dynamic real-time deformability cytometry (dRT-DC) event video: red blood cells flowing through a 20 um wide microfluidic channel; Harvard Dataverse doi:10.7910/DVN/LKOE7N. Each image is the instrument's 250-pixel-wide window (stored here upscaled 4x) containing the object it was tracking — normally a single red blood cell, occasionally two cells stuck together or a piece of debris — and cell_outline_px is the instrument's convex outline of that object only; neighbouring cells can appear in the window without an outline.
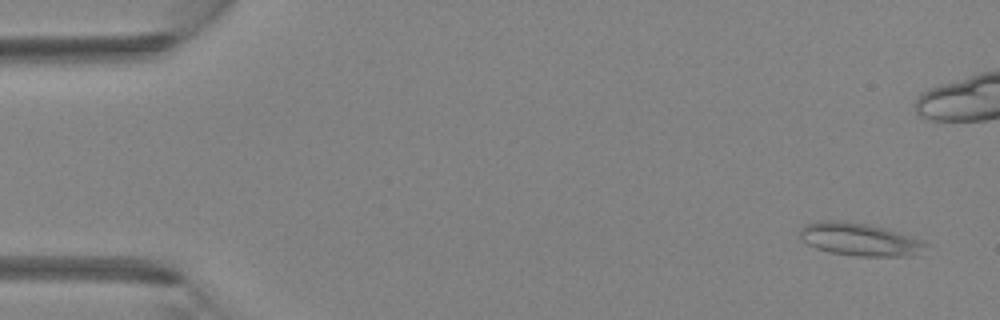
{"species": "Egyptian fruit bat (a non-hibernating species)", "species_latin": "Rousettus aegyptiacus", "temperature_condition": "room temperature", "stored_images_in_passage": 4, "camera_frame_rate_fps": 3000, "um_per_image_px": 0.085, "animal": {"sex": "female"}, "frame": {"image": 1, "passage_image": 1, "time_ms": 0.0, "image_size_px": [1000, 320], "cell_outline_px": [[928, 244], [912, 256], [856, 256], [828, 252], [816, 248], [800, 240], [800, 228], [804, 224], [820, 220], [840, 220], [864, 224], [884, 228], [924, 240]], "centroid_in_image_um": [73.0, 20.34], "position_along_channel_um": 12.0, "area_um2": 23.99}}